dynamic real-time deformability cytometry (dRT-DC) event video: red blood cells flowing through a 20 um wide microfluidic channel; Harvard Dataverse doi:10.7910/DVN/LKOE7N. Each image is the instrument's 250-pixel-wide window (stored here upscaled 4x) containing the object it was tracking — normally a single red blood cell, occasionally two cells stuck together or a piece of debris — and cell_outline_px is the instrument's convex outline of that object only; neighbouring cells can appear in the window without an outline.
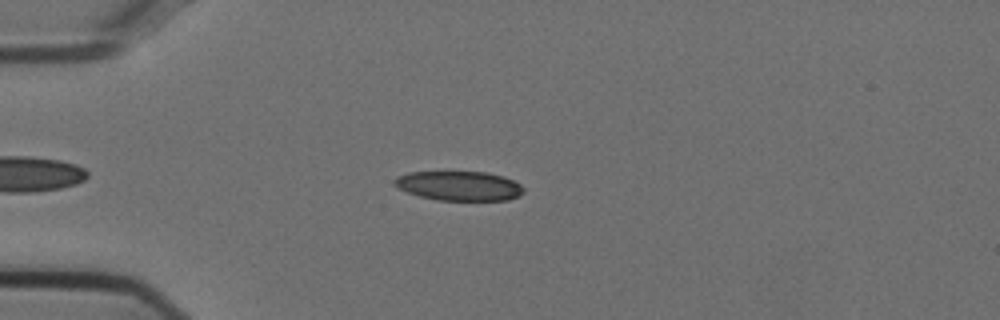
{"species": "Egyptian fruit bat (a non-hibernating species)", "species_latin": "Rousettus aegyptiacus", "temperature_condition": "cold", "stored_images_in_passage": 41, "camera_frame_rate_fps": 3000, "um_per_image_px": 0.085, "animal": {"sex": "female"}, "frame": {"image": 1, "passage_image": 8, "time_ms": 2.333, "image_size_px": [1000, 320], "cell_outline_px": [[524, 192], [520, 196], [508, 200], [436, 200], [420, 196], [408, 192], [392, 184], [392, 180], [396, 176], [408, 172], [488, 172], [504, 176], [520, 184], [524, 188]], "centroid_in_image_um": [39.03, 15.79], "position_along_channel_um": 46.0, "area_um2": 22.31}}
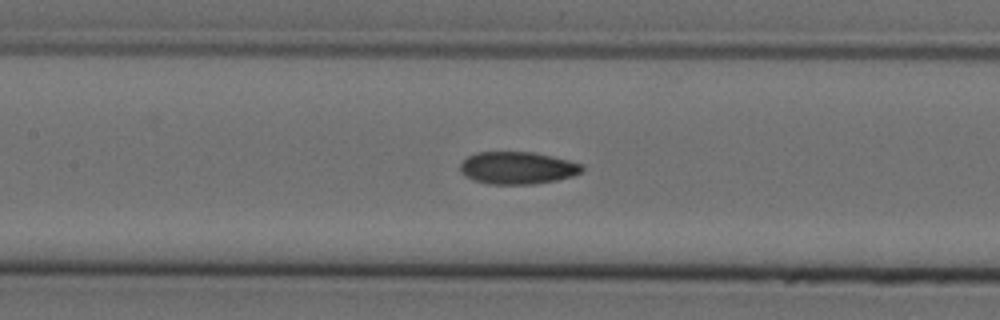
{"frame": {"image": 2, "passage_image": 19, "time_ms": 6.0, "image_size_px": [1000, 320], "cell_outline_px": [[584, 168], [580, 172], [572, 176], [556, 180], [532, 184], [488, 184], [472, 180], [464, 176], [460, 172], [460, 164], [468, 156], [476, 152], [536, 152], [584, 164]], "centroid_in_image_um": [43.96, 14.27], "position_along_channel_um": 163.4, "area_um2": 23.12}}
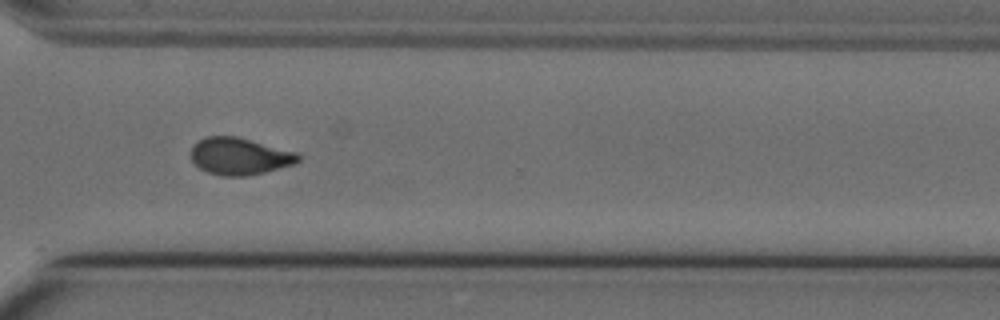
{"frame": {"image": 3, "passage_image": 34, "time_ms": 11.0, "image_size_px": [1000, 320], "cell_outline_px": [[300, 160], [296, 164], [248, 176], [220, 176], [208, 172], [200, 168], [192, 160], [192, 144], [204, 136], [236, 136], [296, 152], [300, 156]], "centroid_in_image_um": [20.36, 13.28], "position_along_channel_um": 350.2, "area_um2": 23.18}, "authors_computed_cell_mechanics": {"area_um2": 23.2356, "velocity_mm_per_s": 3.7489, "shape_relaxation_time_tau1_ms": 7.9687, "shape_relaxation_time_tau2_ms": 3.2625, "deformation_change_tau1": 0.1959, "deformation_change_tau2": 0.0938}}